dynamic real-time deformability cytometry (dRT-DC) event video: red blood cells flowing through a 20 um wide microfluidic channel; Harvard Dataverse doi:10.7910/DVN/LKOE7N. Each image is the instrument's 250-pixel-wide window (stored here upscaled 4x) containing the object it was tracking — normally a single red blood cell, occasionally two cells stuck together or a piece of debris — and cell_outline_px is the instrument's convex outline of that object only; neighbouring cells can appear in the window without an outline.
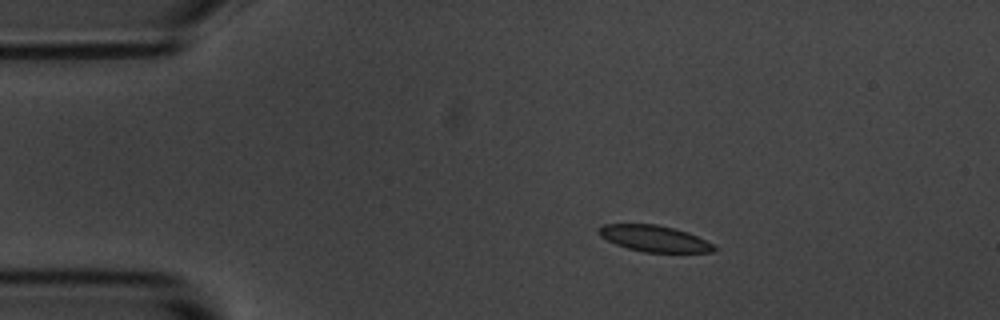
{"species": "common noctule bat (a hibernating species)", "species_latin": "Nyctalus noctula", "temperature_condition": "room temperature", "stored_images_in_passage": 4, "camera_frame_rate_fps": 3000, "um_per_image_px": 0.085, "animal": {"sex": "male", "body_mass_g": 20.1, "forearm_length_mm": 53.5}, "frame": {"image": 1, "passage_image": 1, "time_ms": 0.0, "image_size_px": [1000, 320], "cell_outline_px": [[716, 248], [712, 252], [644, 252], [628, 248], [616, 244], [600, 236], [596, 232], [596, 228], [604, 224], [656, 224], [688, 232], [712, 244]], "centroid_in_image_um": [55.55, 20.26], "position_along_channel_um": 29.4, "area_um2": 17.46}}
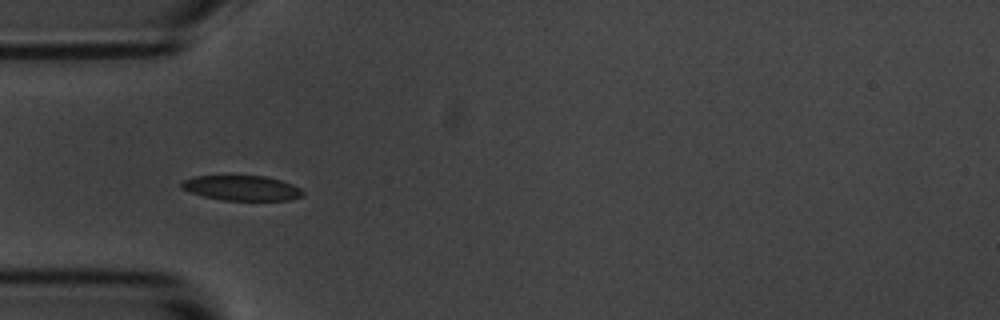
{"frame": {"image": 2, "passage_image": 3, "time_ms": 2.333, "image_size_px": [1000, 320], "cell_outline_px": [[304, 196], [288, 200], [220, 200], [204, 196], [180, 188], [180, 184], [184, 180], [192, 176], [232, 172], [264, 176], [280, 180], [292, 184], [300, 188], [304, 192]], "centroid_in_image_um": [20.5, 15.92], "position_along_channel_um": 64.5, "area_um2": 18.67}}